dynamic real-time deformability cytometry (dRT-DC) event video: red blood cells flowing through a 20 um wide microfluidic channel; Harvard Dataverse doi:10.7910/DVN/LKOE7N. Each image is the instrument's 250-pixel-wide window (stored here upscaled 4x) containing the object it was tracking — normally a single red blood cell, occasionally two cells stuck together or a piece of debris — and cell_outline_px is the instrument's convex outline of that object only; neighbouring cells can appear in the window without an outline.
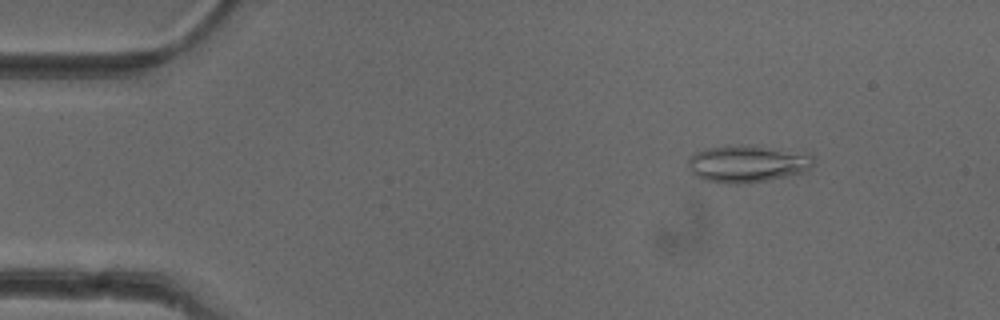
{"species": "common noctule bat (a hibernating species)", "species_latin": "Nyctalus noctula", "temperature_condition": "cold", "stored_images_in_passage": 52, "camera_frame_rate_fps": 3000, "um_per_image_px": 0.085, "animal": {"sex": "female"}, "frame": {"image": 1, "passage_image": 7, "time_ms": 2.0, "image_size_px": [1000, 320], "cell_outline_px": [[812, 164], [804, 172], [768, 180], [736, 184], [724, 184], [704, 180], [696, 176], [688, 168], [688, 156], [704, 148], [752, 144], [812, 152]], "centroid_in_image_um": [63.54, 13.89], "position_along_channel_um": 21.5, "area_um2": 27.69}}
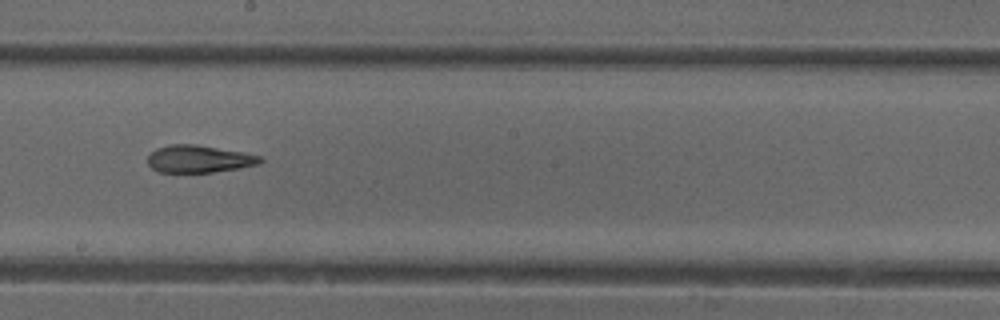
{"frame": {"image": 2, "passage_image": 29, "time_ms": 9.333, "image_size_px": [1000, 320], "cell_outline_px": [[264, 160], [260, 164], [240, 168], [212, 172], [160, 172], [152, 168], [148, 164], [148, 156], [156, 148], [168, 144], [196, 144], [244, 152], [260, 156]], "centroid_in_image_um": [16.93, 13.5], "position_along_channel_um": 231.3, "area_um2": 18.03}}
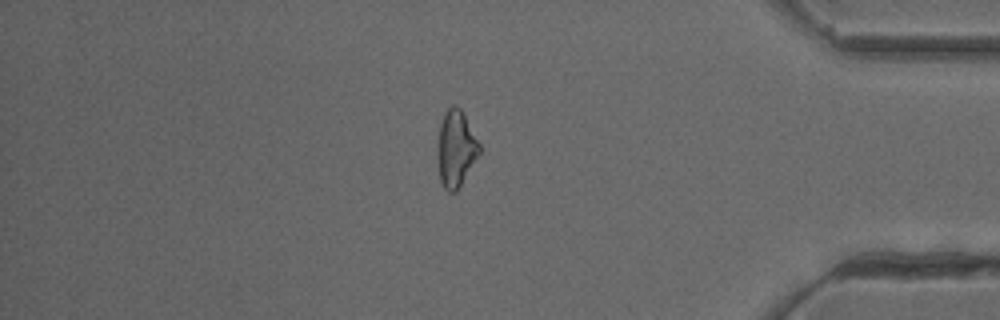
{"frame": {"image": 3, "passage_image": 44, "time_ms": 14.333, "image_size_px": [1000, 320], "cell_outline_px": [[480, 152], [456, 192], [448, 192], [444, 188], [440, 180], [440, 124], [444, 112], [452, 104], [456, 104], [460, 108], [480, 144]], "centroid_in_image_um": [38.78, 12.61], "position_along_channel_um": 396.4, "area_um2": 17.8}, "authors_computed_cell_mechanics": {"area_um2": 19.4497, "velocity_mm_per_s": 3.9655, "shape_relaxation_time_tau1_ms": null, "shape_relaxation_time_tau2_ms": 3.0278, "deformation_change_tau1": null, "deformation_change_tau2": 0.1097}}